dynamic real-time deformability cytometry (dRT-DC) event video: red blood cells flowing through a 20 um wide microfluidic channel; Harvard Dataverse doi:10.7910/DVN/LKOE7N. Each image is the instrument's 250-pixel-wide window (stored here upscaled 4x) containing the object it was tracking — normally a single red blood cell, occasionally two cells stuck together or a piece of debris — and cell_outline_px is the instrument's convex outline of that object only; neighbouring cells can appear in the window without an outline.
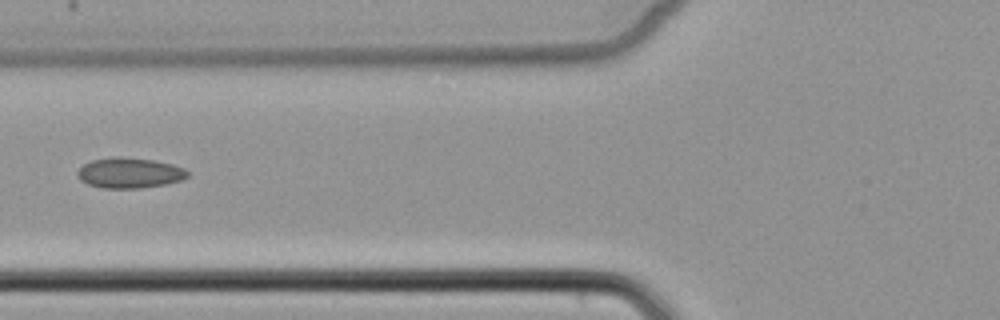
{"species": "common noctule bat (a hibernating species)", "species_latin": "Nyctalus noctula", "temperature_condition": "cold", "stored_images_in_passage": 6, "camera_frame_rate_fps": 3000, "um_per_image_px": 0.085, "animal": {"sex": "female", "body_mass_g": 22.7, "forearm_length_mm": 54.2}, "frame": {"image": 1, "passage_image": 5, "time_ms": 5.667, "image_size_px": [1000, 320], "cell_outline_px": [[188, 176], [180, 180], [164, 184], [140, 188], [100, 188], [88, 184], [80, 180], [76, 172], [84, 164], [92, 160], [116, 156], [120, 156], [152, 160], [172, 164], [184, 168], [188, 172]], "centroid_in_image_um": [10.98, 14.69], "position_along_channel_um": 114.8, "area_um2": 19.42}}
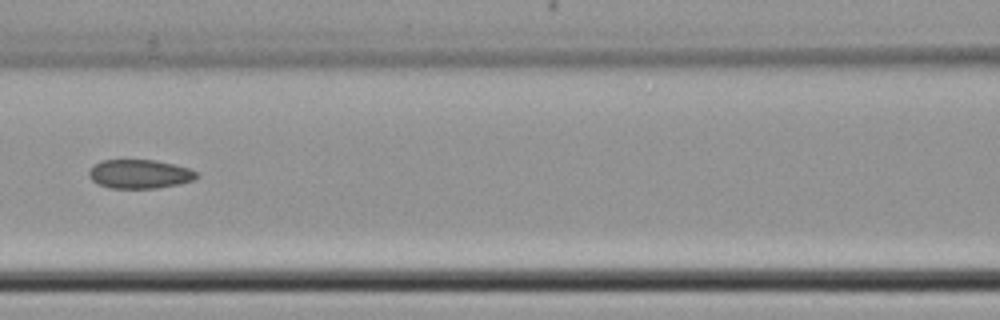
{"frame": {"image": 2, "passage_image": 6, "time_ms": 6.667, "image_size_px": [1000, 320], "cell_outline_px": [[200, 176], [196, 180], [180, 184], [156, 188], [108, 188], [96, 184], [88, 176], [88, 172], [100, 160], [156, 160], [188, 168], [200, 172]], "centroid_in_image_um": [11.91, 14.8], "position_along_channel_um": 154.7, "area_um2": 18.38}}